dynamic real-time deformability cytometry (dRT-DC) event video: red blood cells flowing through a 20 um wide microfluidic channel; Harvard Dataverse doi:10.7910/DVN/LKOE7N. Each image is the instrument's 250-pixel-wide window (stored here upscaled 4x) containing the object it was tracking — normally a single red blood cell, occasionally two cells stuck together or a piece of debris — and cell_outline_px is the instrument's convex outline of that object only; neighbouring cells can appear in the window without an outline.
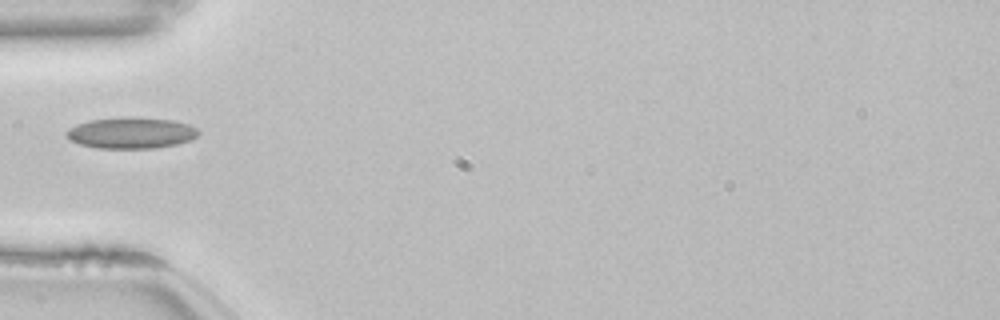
{"species": "common noctule bat (a hibernating species)", "species_latin": "Nyctalus noctula", "temperature_condition": "room temperature", "stored_images_in_passage": 37, "camera_frame_rate_fps": 3000, "um_per_image_px": 0.085, "animal": {"sex": "female", "body_mass_g": 22.7, "forearm_length_mm": 54.2}, "frame": {"image": 1, "passage_image": 1, "time_ms": 0.0, "image_size_px": [1000, 320], "cell_outline_px": [[200, 132], [192, 140], [176, 144], [152, 148], [96, 148], [80, 144], [72, 140], [64, 132], [68, 128], [76, 124], [88, 120], [172, 120], [188, 124], [196, 128]], "centroid_in_image_um": [11.14, 11.35], "position_along_channel_um": 73.9, "area_um2": 22.83}}
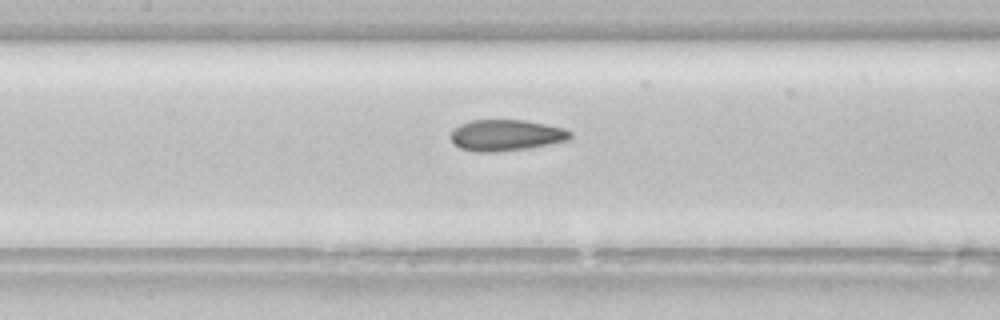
{"frame": {"image": 2, "passage_image": 8, "time_ms": 2.333, "image_size_px": [1000, 320], "cell_outline_px": [[572, 136], [568, 140], [528, 148], [496, 152], [476, 152], [460, 148], [448, 136], [460, 124], [472, 120], [524, 120], [564, 128], [572, 132]], "centroid_in_image_um": [43.01, 11.5], "position_along_channel_um": 164.4, "area_um2": 21.62}}
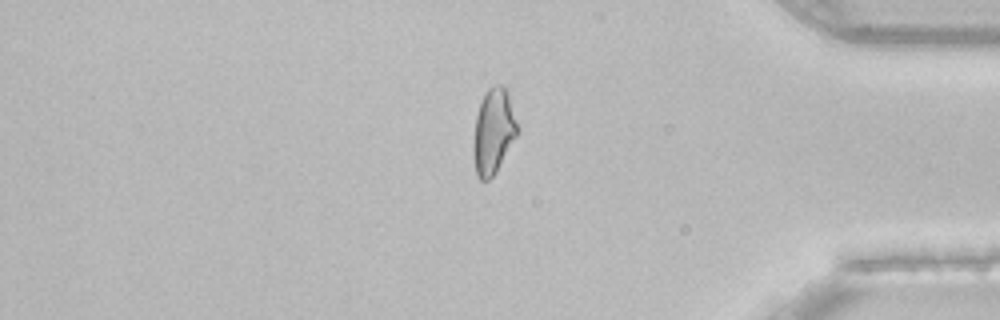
{"frame": {"image": 3, "passage_image": 28, "time_ms": 9.0, "image_size_px": [1000, 320], "cell_outline_px": [[520, 128], [516, 136], [492, 176], [488, 180], [480, 180], [476, 176], [472, 152], [472, 144], [476, 116], [480, 104], [488, 88], [492, 84], [500, 84], [504, 88], [508, 96]], "centroid_in_image_um": [41.91, 11.17], "position_along_channel_um": 393.3, "area_um2": 21.62}}